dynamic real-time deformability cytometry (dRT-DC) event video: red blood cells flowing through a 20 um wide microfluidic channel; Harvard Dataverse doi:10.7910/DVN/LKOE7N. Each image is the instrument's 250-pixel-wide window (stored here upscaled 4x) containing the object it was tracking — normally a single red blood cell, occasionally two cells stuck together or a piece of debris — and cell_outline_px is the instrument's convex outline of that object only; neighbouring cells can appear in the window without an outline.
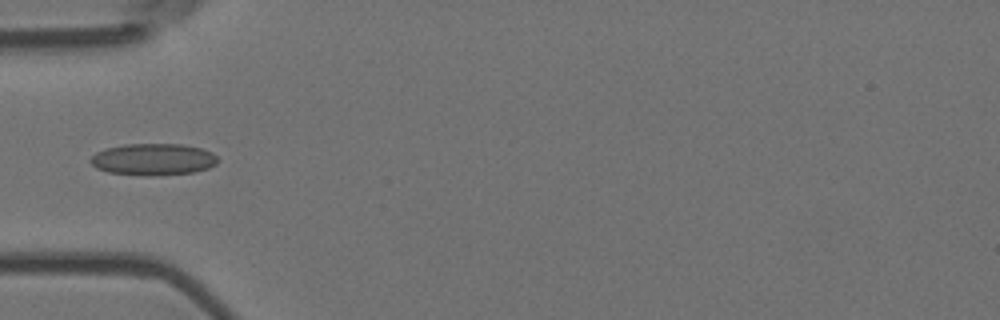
{"species": "Egyptian fruit bat (a non-hibernating species)", "species_latin": "Rousettus aegyptiacus", "temperature_condition": "room temperature", "stored_images_in_passage": 6, "camera_frame_rate_fps": 3000, "um_per_image_px": 0.085, "animal": {"sex": "female"}, "frame": {"image": 1, "passage_image": 5, "time_ms": 1.333, "image_size_px": [1000, 320], "cell_outline_px": [[220, 160], [216, 164], [208, 168], [192, 172], [160, 176], [144, 176], [108, 172], [96, 168], [88, 160], [96, 152], [108, 148], [124, 144], [184, 144], [200, 148], [212, 152]], "centroid_in_image_um": [13.03, 13.55], "position_along_channel_um": 72.0, "area_um2": 23.76}}
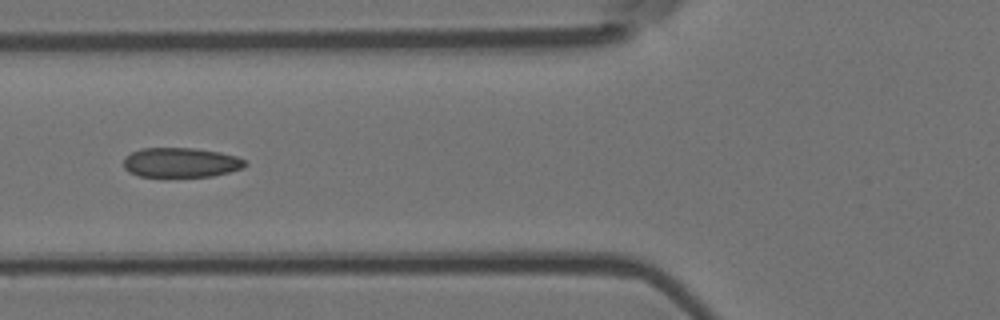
{"frame": {"image": 2, "passage_image": 6, "time_ms": 1.667, "image_size_px": [1000, 320], "cell_outline_px": [[248, 164], [244, 168], [212, 176], [140, 176], [128, 172], [124, 168], [124, 156], [140, 148], [196, 148], [220, 152], [236, 156], [244, 160]], "centroid_in_image_um": [15.37, 13.8], "position_along_channel_um": 110.4, "area_um2": 21.04}}